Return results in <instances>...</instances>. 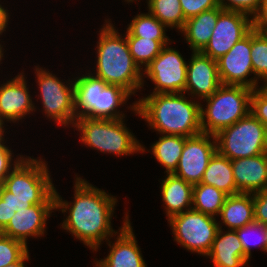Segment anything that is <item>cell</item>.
<instances>
[{"mask_svg": "<svg viewBox=\"0 0 267 267\" xmlns=\"http://www.w3.org/2000/svg\"><path fill=\"white\" fill-rule=\"evenodd\" d=\"M75 179L72 203L63 201L55 188V210L59 209L62 213L69 210L61 228L71 232L70 234L93 251H97L103 240L106 241L113 237V234L119 233L111 226L118 200L79 176Z\"/></svg>", "mask_w": 267, "mask_h": 267, "instance_id": "obj_1", "label": "cell"}, {"mask_svg": "<svg viewBox=\"0 0 267 267\" xmlns=\"http://www.w3.org/2000/svg\"><path fill=\"white\" fill-rule=\"evenodd\" d=\"M137 101L132 111L159 134L191 137L202 133L201 103L188 100L185 93L150 94Z\"/></svg>", "mask_w": 267, "mask_h": 267, "instance_id": "obj_2", "label": "cell"}, {"mask_svg": "<svg viewBox=\"0 0 267 267\" xmlns=\"http://www.w3.org/2000/svg\"><path fill=\"white\" fill-rule=\"evenodd\" d=\"M100 29L97 42L96 75L108 85H117L131 95L144 85L143 71L135 63L130 53L129 45L122 35L110 23Z\"/></svg>", "mask_w": 267, "mask_h": 267, "instance_id": "obj_3", "label": "cell"}, {"mask_svg": "<svg viewBox=\"0 0 267 267\" xmlns=\"http://www.w3.org/2000/svg\"><path fill=\"white\" fill-rule=\"evenodd\" d=\"M49 172L41 159L23 157L0 186V198L15 212L36 204H55V187Z\"/></svg>", "mask_w": 267, "mask_h": 267, "instance_id": "obj_4", "label": "cell"}, {"mask_svg": "<svg viewBox=\"0 0 267 267\" xmlns=\"http://www.w3.org/2000/svg\"><path fill=\"white\" fill-rule=\"evenodd\" d=\"M131 94L117 85H108L95 74L87 73L74 79L77 117L120 119L124 113L117 108L125 104Z\"/></svg>", "mask_w": 267, "mask_h": 267, "instance_id": "obj_5", "label": "cell"}, {"mask_svg": "<svg viewBox=\"0 0 267 267\" xmlns=\"http://www.w3.org/2000/svg\"><path fill=\"white\" fill-rule=\"evenodd\" d=\"M73 127L80 131L84 145L117 156L145 152L143 145L125 126L123 118L101 119L77 117Z\"/></svg>", "mask_w": 267, "mask_h": 267, "instance_id": "obj_6", "label": "cell"}, {"mask_svg": "<svg viewBox=\"0 0 267 267\" xmlns=\"http://www.w3.org/2000/svg\"><path fill=\"white\" fill-rule=\"evenodd\" d=\"M253 89L245 86L221 85L210 97L205 98L207 108L201 105V129L203 133L216 135L250 112V96Z\"/></svg>", "mask_w": 267, "mask_h": 267, "instance_id": "obj_7", "label": "cell"}, {"mask_svg": "<svg viewBox=\"0 0 267 267\" xmlns=\"http://www.w3.org/2000/svg\"><path fill=\"white\" fill-rule=\"evenodd\" d=\"M215 138L217 151L230 160L267 153V128L251 112L220 130Z\"/></svg>", "mask_w": 267, "mask_h": 267, "instance_id": "obj_8", "label": "cell"}, {"mask_svg": "<svg viewBox=\"0 0 267 267\" xmlns=\"http://www.w3.org/2000/svg\"><path fill=\"white\" fill-rule=\"evenodd\" d=\"M168 222L174 234V241L185 249L206 256L221 224L212 217L190 209L171 216Z\"/></svg>", "mask_w": 267, "mask_h": 267, "instance_id": "obj_9", "label": "cell"}, {"mask_svg": "<svg viewBox=\"0 0 267 267\" xmlns=\"http://www.w3.org/2000/svg\"><path fill=\"white\" fill-rule=\"evenodd\" d=\"M43 109L48 118L58 125H74L77 118L74 97V81L65 84L43 68L35 67Z\"/></svg>", "mask_w": 267, "mask_h": 267, "instance_id": "obj_10", "label": "cell"}, {"mask_svg": "<svg viewBox=\"0 0 267 267\" xmlns=\"http://www.w3.org/2000/svg\"><path fill=\"white\" fill-rule=\"evenodd\" d=\"M187 64L179 51L165 46L142 71L155 84L151 94L185 93Z\"/></svg>", "mask_w": 267, "mask_h": 267, "instance_id": "obj_11", "label": "cell"}, {"mask_svg": "<svg viewBox=\"0 0 267 267\" xmlns=\"http://www.w3.org/2000/svg\"><path fill=\"white\" fill-rule=\"evenodd\" d=\"M253 28V19L252 17L249 19V15L237 11L222 10L212 30V36L201 53L217 60Z\"/></svg>", "mask_w": 267, "mask_h": 267, "instance_id": "obj_12", "label": "cell"}, {"mask_svg": "<svg viewBox=\"0 0 267 267\" xmlns=\"http://www.w3.org/2000/svg\"><path fill=\"white\" fill-rule=\"evenodd\" d=\"M216 151L215 135L202 132L198 135L185 137L183 151L173 174L192 185L201 183L208 163Z\"/></svg>", "mask_w": 267, "mask_h": 267, "instance_id": "obj_13", "label": "cell"}, {"mask_svg": "<svg viewBox=\"0 0 267 267\" xmlns=\"http://www.w3.org/2000/svg\"><path fill=\"white\" fill-rule=\"evenodd\" d=\"M250 52L251 31L216 60L222 85L245 86L250 89L259 87L256 78L247 79L250 73H254Z\"/></svg>", "mask_w": 267, "mask_h": 267, "instance_id": "obj_14", "label": "cell"}, {"mask_svg": "<svg viewBox=\"0 0 267 267\" xmlns=\"http://www.w3.org/2000/svg\"><path fill=\"white\" fill-rule=\"evenodd\" d=\"M54 209L55 204H36L22 208L14 214L0 233L19 240L27 246L28 237L37 238L44 235L47 218L50 217Z\"/></svg>", "mask_w": 267, "mask_h": 267, "instance_id": "obj_15", "label": "cell"}, {"mask_svg": "<svg viewBox=\"0 0 267 267\" xmlns=\"http://www.w3.org/2000/svg\"><path fill=\"white\" fill-rule=\"evenodd\" d=\"M221 85L217 61L201 52H193L187 64L185 93L190 92L192 97L198 96L202 100L210 97Z\"/></svg>", "mask_w": 267, "mask_h": 267, "instance_id": "obj_16", "label": "cell"}, {"mask_svg": "<svg viewBox=\"0 0 267 267\" xmlns=\"http://www.w3.org/2000/svg\"><path fill=\"white\" fill-rule=\"evenodd\" d=\"M123 221L117 240L112 245L111 241L107 240L111 249L108 256L105 259L97 260L96 267H147L135 239L129 216L126 215Z\"/></svg>", "mask_w": 267, "mask_h": 267, "instance_id": "obj_17", "label": "cell"}, {"mask_svg": "<svg viewBox=\"0 0 267 267\" xmlns=\"http://www.w3.org/2000/svg\"><path fill=\"white\" fill-rule=\"evenodd\" d=\"M23 73L0 86V121L15 122L35 111Z\"/></svg>", "mask_w": 267, "mask_h": 267, "instance_id": "obj_18", "label": "cell"}, {"mask_svg": "<svg viewBox=\"0 0 267 267\" xmlns=\"http://www.w3.org/2000/svg\"><path fill=\"white\" fill-rule=\"evenodd\" d=\"M239 193H256L267 188V153L231 160Z\"/></svg>", "mask_w": 267, "mask_h": 267, "instance_id": "obj_19", "label": "cell"}, {"mask_svg": "<svg viewBox=\"0 0 267 267\" xmlns=\"http://www.w3.org/2000/svg\"><path fill=\"white\" fill-rule=\"evenodd\" d=\"M206 256L211 258L215 267H244L248 263L236 231L229 230L224 233L221 227Z\"/></svg>", "mask_w": 267, "mask_h": 267, "instance_id": "obj_20", "label": "cell"}, {"mask_svg": "<svg viewBox=\"0 0 267 267\" xmlns=\"http://www.w3.org/2000/svg\"><path fill=\"white\" fill-rule=\"evenodd\" d=\"M162 180L161 194L167 219L192 209L193 185L175 174H167Z\"/></svg>", "mask_w": 267, "mask_h": 267, "instance_id": "obj_21", "label": "cell"}, {"mask_svg": "<svg viewBox=\"0 0 267 267\" xmlns=\"http://www.w3.org/2000/svg\"><path fill=\"white\" fill-rule=\"evenodd\" d=\"M222 10L218 6L186 19L185 25L180 32L185 35V40L190 45V49L193 50L192 52H201L208 44L212 36V30Z\"/></svg>", "mask_w": 267, "mask_h": 267, "instance_id": "obj_22", "label": "cell"}, {"mask_svg": "<svg viewBox=\"0 0 267 267\" xmlns=\"http://www.w3.org/2000/svg\"><path fill=\"white\" fill-rule=\"evenodd\" d=\"M222 223L230 230H236L254 222L252 193L229 195L220 210Z\"/></svg>", "mask_w": 267, "mask_h": 267, "instance_id": "obj_23", "label": "cell"}, {"mask_svg": "<svg viewBox=\"0 0 267 267\" xmlns=\"http://www.w3.org/2000/svg\"><path fill=\"white\" fill-rule=\"evenodd\" d=\"M201 183L214 186L228 196L239 193L234 182L231 160L218 151L211 157Z\"/></svg>", "mask_w": 267, "mask_h": 267, "instance_id": "obj_24", "label": "cell"}, {"mask_svg": "<svg viewBox=\"0 0 267 267\" xmlns=\"http://www.w3.org/2000/svg\"><path fill=\"white\" fill-rule=\"evenodd\" d=\"M184 144L185 137L183 136L163 134L151 146L154 157L165 167L166 174H173L176 171Z\"/></svg>", "mask_w": 267, "mask_h": 267, "instance_id": "obj_25", "label": "cell"}, {"mask_svg": "<svg viewBox=\"0 0 267 267\" xmlns=\"http://www.w3.org/2000/svg\"><path fill=\"white\" fill-rule=\"evenodd\" d=\"M228 195L216 187L199 183L193 185L192 209L215 217L219 215Z\"/></svg>", "mask_w": 267, "mask_h": 267, "instance_id": "obj_26", "label": "cell"}, {"mask_svg": "<svg viewBox=\"0 0 267 267\" xmlns=\"http://www.w3.org/2000/svg\"><path fill=\"white\" fill-rule=\"evenodd\" d=\"M165 30L166 26L148 12L147 14H137L128 24L125 35L170 42Z\"/></svg>", "mask_w": 267, "mask_h": 267, "instance_id": "obj_27", "label": "cell"}, {"mask_svg": "<svg viewBox=\"0 0 267 267\" xmlns=\"http://www.w3.org/2000/svg\"><path fill=\"white\" fill-rule=\"evenodd\" d=\"M148 11L162 22L166 27L176 28L181 31L185 25L179 0H148Z\"/></svg>", "mask_w": 267, "mask_h": 267, "instance_id": "obj_28", "label": "cell"}, {"mask_svg": "<svg viewBox=\"0 0 267 267\" xmlns=\"http://www.w3.org/2000/svg\"><path fill=\"white\" fill-rule=\"evenodd\" d=\"M126 39L132 58L140 69H143L141 65L146 68L161 50L170 43L135 36H126Z\"/></svg>", "mask_w": 267, "mask_h": 267, "instance_id": "obj_29", "label": "cell"}, {"mask_svg": "<svg viewBox=\"0 0 267 267\" xmlns=\"http://www.w3.org/2000/svg\"><path fill=\"white\" fill-rule=\"evenodd\" d=\"M251 60L254 78L267 81V32L256 28L251 30Z\"/></svg>", "mask_w": 267, "mask_h": 267, "instance_id": "obj_30", "label": "cell"}, {"mask_svg": "<svg viewBox=\"0 0 267 267\" xmlns=\"http://www.w3.org/2000/svg\"><path fill=\"white\" fill-rule=\"evenodd\" d=\"M235 231L242 244L244 257L248 261L251 257V247L259 246L263 251L267 252V225L254 221L253 223L245 225ZM252 232H257V235L259 233V237L255 238L256 240H251L250 234Z\"/></svg>", "mask_w": 267, "mask_h": 267, "instance_id": "obj_31", "label": "cell"}, {"mask_svg": "<svg viewBox=\"0 0 267 267\" xmlns=\"http://www.w3.org/2000/svg\"><path fill=\"white\" fill-rule=\"evenodd\" d=\"M27 252L23 242L0 233V267L18 262Z\"/></svg>", "mask_w": 267, "mask_h": 267, "instance_id": "obj_32", "label": "cell"}, {"mask_svg": "<svg viewBox=\"0 0 267 267\" xmlns=\"http://www.w3.org/2000/svg\"><path fill=\"white\" fill-rule=\"evenodd\" d=\"M226 1L218 0L219 6L223 10L241 12L249 16H252V19H254L256 15L259 13L263 2V0H226Z\"/></svg>", "mask_w": 267, "mask_h": 267, "instance_id": "obj_33", "label": "cell"}, {"mask_svg": "<svg viewBox=\"0 0 267 267\" xmlns=\"http://www.w3.org/2000/svg\"><path fill=\"white\" fill-rule=\"evenodd\" d=\"M250 112L267 128V92L262 87L251 93Z\"/></svg>", "mask_w": 267, "mask_h": 267, "instance_id": "obj_34", "label": "cell"}, {"mask_svg": "<svg viewBox=\"0 0 267 267\" xmlns=\"http://www.w3.org/2000/svg\"><path fill=\"white\" fill-rule=\"evenodd\" d=\"M186 19L219 6L218 0H179Z\"/></svg>", "mask_w": 267, "mask_h": 267, "instance_id": "obj_35", "label": "cell"}, {"mask_svg": "<svg viewBox=\"0 0 267 267\" xmlns=\"http://www.w3.org/2000/svg\"><path fill=\"white\" fill-rule=\"evenodd\" d=\"M4 144V140L0 141V186L3 185L5 178L13 170L12 168H15V166L23 159V156L20 155V158L17 157L14 163H12L13 153H11V149L6 147Z\"/></svg>", "mask_w": 267, "mask_h": 267, "instance_id": "obj_36", "label": "cell"}, {"mask_svg": "<svg viewBox=\"0 0 267 267\" xmlns=\"http://www.w3.org/2000/svg\"><path fill=\"white\" fill-rule=\"evenodd\" d=\"M254 221L267 225V188L253 193Z\"/></svg>", "mask_w": 267, "mask_h": 267, "instance_id": "obj_37", "label": "cell"}, {"mask_svg": "<svg viewBox=\"0 0 267 267\" xmlns=\"http://www.w3.org/2000/svg\"><path fill=\"white\" fill-rule=\"evenodd\" d=\"M15 213L12 206L0 198V232L7 226Z\"/></svg>", "mask_w": 267, "mask_h": 267, "instance_id": "obj_38", "label": "cell"}, {"mask_svg": "<svg viewBox=\"0 0 267 267\" xmlns=\"http://www.w3.org/2000/svg\"><path fill=\"white\" fill-rule=\"evenodd\" d=\"M253 26L256 29L267 31V0H263L259 13L253 19Z\"/></svg>", "mask_w": 267, "mask_h": 267, "instance_id": "obj_39", "label": "cell"}, {"mask_svg": "<svg viewBox=\"0 0 267 267\" xmlns=\"http://www.w3.org/2000/svg\"><path fill=\"white\" fill-rule=\"evenodd\" d=\"M9 10L4 9L0 4V35L6 30L9 19Z\"/></svg>", "mask_w": 267, "mask_h": 267, "instance_id": "obj_40", "label": "cell"}, {"mask_svg": "<svg viewBox=\"0 0 267 267\" xmlns=\"http://www.w3.org/2000/svg\"><path fill=\"white\" fill-rule=\"evenodd\" d=\"M29 261V251L18 261L4 267H25V261Z\"/></svg>", "mask_w": 267, "mask_h": 267, "instance_id": "obj_41", "label": "cell"}, {"mask_svg": "<svg viewBox=\"0 0 267 267\" xmlns=\"http://www.w3.org/2000/svg\"><path fill=\"white\" fill-rule=\"evenodd\" d=\"M4 126H3V123L0 121V141H2L4 139Z\"/></svg>", "mask_w": 267, "mask_h": 267, "instance_id": "obj_42", "label": "cell"}, {"mask_svg": "<svg viewBox=\"0 0 267 267\" xmlns=\"http://www.w3.org/2000/svg\"><path fill=\"white\" fill-rule=\"evenodd\" d=\"M3 51H4V50H2V46H1V44H0V62L2 61V57H4V56H3V54H4Z\"/></svg>", "mask_w": 267, "mask_h": 267, "instance_id": "obj_43", "label": "cell"}, {"mask_svg": "<svg viewBox=\"0 0 267 267\" xmlns=\"http://www.w3.org/2000/svg\"><path fill=\"white\" fill-rule=\"evenodd\" d=\"M261 87L267 92V81Z\"/></svg>", "mask_w": 267, "mask_h": 267, "instance_id": "obj_44", "label": "cell"}, {"mask_svg": "<svg viewBox=\"0 0 267 267\" xmlns=\"http://www.w3.org/2000/svg\"><path fill=\"white\" fill-rule=\"evenodd\" d=\"M125 1H127V3H128V2H133L134 0H125ZM136 1H137V0H136Z\"/></svg>", "mask_w": 267, "mask_h": 267, "instance_id": "obj_45", "label": "cell"}]
</instances>
